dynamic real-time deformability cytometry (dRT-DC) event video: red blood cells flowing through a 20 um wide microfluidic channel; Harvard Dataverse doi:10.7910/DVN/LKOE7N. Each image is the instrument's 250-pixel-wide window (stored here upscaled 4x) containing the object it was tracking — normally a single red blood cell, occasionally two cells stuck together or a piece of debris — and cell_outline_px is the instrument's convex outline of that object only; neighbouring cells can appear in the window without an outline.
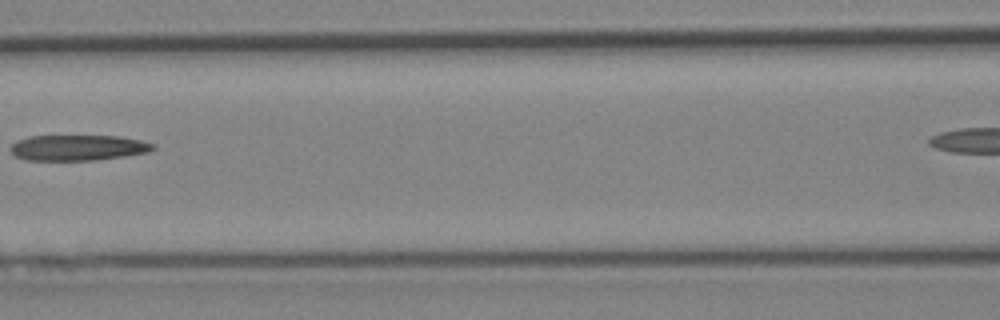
{"species": "Egyptian fruit bat (a non-hibernating species)", "species_latin": "Rousettus aegyptiacus", "temperature_condition": "cold", "stored_images_in_passage": 7, "segment_of_instrument_passage": [1, 2], "camera_frame_rate_fps": 3000, "um_per_image_px": 0.085, "animal": {"sex": "female"}, "frame": {"image": 1, "passage_image": 6, "time_ms": 6.667, "image_size_px": [1000, 320], "cell_outline_px": [[156, 148], [148, 152], [124, 156], [92, 160], [24, 160], [16, 156], [12, 152], [12, 144], [28, 136], [120, 136], [140, 140], [152, 144]], "centroid_in_image_um": [6.63, 12.55], "position_along_channel_um": 160.0, "area_um2": 21.04}}